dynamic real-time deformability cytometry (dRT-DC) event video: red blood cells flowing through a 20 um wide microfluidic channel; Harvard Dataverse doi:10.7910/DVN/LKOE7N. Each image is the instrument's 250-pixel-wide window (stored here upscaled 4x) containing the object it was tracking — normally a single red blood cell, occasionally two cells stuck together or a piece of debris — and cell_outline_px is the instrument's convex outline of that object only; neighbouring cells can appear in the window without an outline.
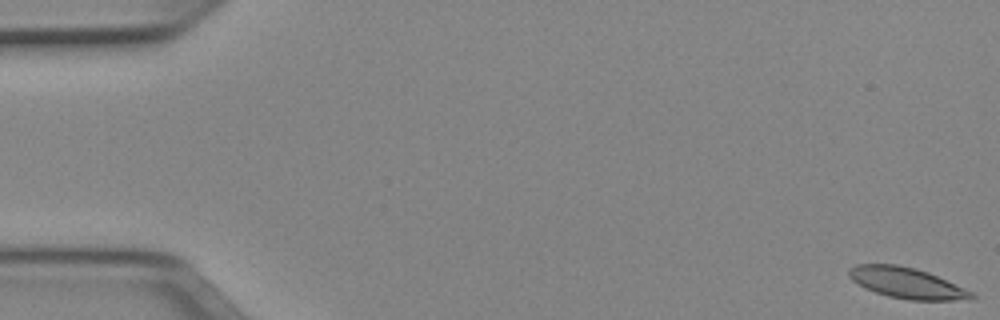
{"species": "Egyptian fruit bat (a non-hibernating species)", "species_latin": "Rousettus aegyptiacus", "temperature_condition": "cold", "stored_images_in_passage": 52, "camera_frame_rate_fps": 3000, "um_per_image_px": 0.085, "animal": {"sex": "female"}, "frame": {"image": 1, "passage_image": 1, "time_ms": 0.0, "image_size_px": [1000, 320], "cell_outline_px": [[976, 296], [972, 300], [908, 300], [888, 296], [864, 288], [852, 280], [848, 276], [848, 272], [856, 264], [896, 264], [916, 268], [928, 272], [964, 288], [972, 292]], "centroid_in_image_um": [77.08, 24.06], "position_along_channel_um": 7.9, "area_um2": 21.96}}
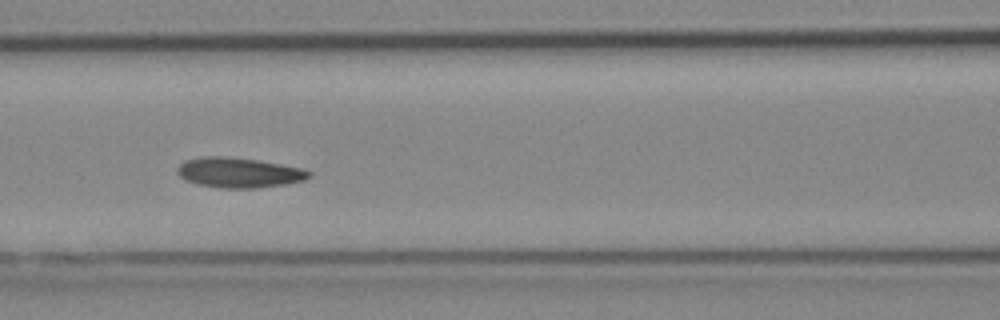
{"frame": {"image": 2, "passage_image": 23, "time_ms": 7.333, "image_size_px": [1000, 320], "cell_outline_px": [[312, 176], [304, 180], [284, 184], [256, 188], [220, 188], [196, 184], [180, 176], [176, 172], [176, 168], [184, 160], [200, 156], [224, 156], [256, 160], [304, 168], [312, 172]], "centroid_in_image_um": [20.3, 14.66], "position_along_channel_um": 146.3, "area_um2": 23.18}}
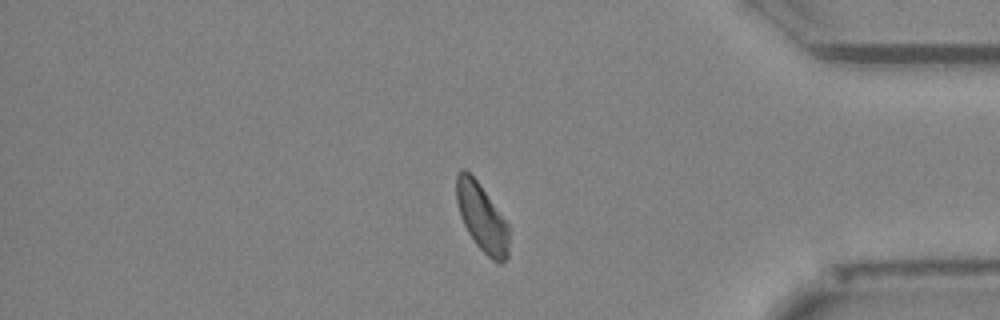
{"frame": {"image": 3, "passage_image": 44, "time_ms": 14.333, "image_size_px": [1000, 320], "cell_outline_px": [[508, 256], [500, 264], [492, 260], [476, 244], [468, 232], [460, 216], [456, 200], [456, 176], [460, 168], [464, 168], [480, 184], [508, 224]], "centroid_in_image_um": [40.94, 18.48], "position_along_channel_um": 394.3, "area_um2": 20.58}, "authors_computed_cell_mechanics": {"area_um2": 21.8773, "velocity_mm_per_s": 3.9118, "shape_relaxation_time_tau1_ms": null, "shape_relaxation_time_tau2_ms": 5.7045, "deformation_change_tau1": null, "deformation_change_tau2": 0.108}}